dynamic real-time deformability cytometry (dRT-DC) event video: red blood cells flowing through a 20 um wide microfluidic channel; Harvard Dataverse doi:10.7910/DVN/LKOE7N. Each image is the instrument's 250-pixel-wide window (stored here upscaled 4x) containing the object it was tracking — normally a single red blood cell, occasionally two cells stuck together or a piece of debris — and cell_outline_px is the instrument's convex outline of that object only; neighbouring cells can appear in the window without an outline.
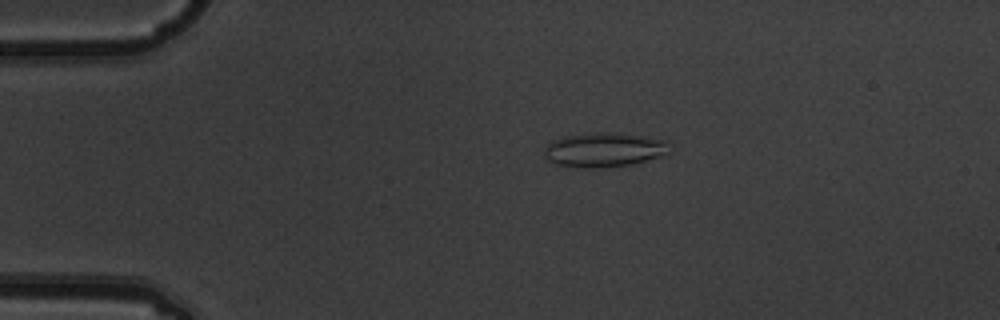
{"species": "common noctule bat (a hibernating species)", "species_latin": "Nyctalus noctula", "temperature_condition": "warm", "stored_images_in_passage": 6, "camera_frame_rate_fps": 3000, "um_per_image_px": 0.085, "animal": {"sex": "male", "body_mass_g": 19.5, "forearm_length_mm": 54.6}, "frame": {"image": 1, "passage_image": 4, "time_ms": 1.0, "image_size_px": [1000, 320], "cell_outline_px": [[668, 156], [632, 164], [600, 168], [572, 168], [556, 164], [548, 160], [544, 156], [544, 148], [552, 140], [564, 136], [596, 132], [604, 132], [636, 136], [660, 140]], "centroid_in_image_um": [51.21, 12.77], "position_along_channel_um": 33.8, "area_um2": 24.74}}
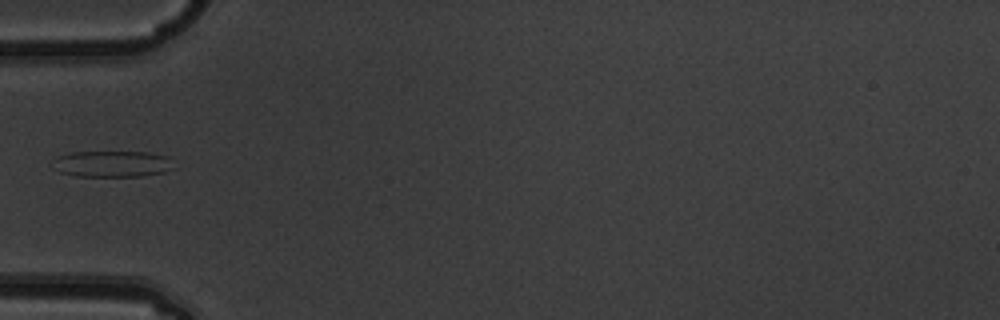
{"frame": {"image": 2, "passage_image": 5, "time_ms": 1.333, "image_size_px": [1000, 320], "cell_outline_px": [[176, 168], [164, 172], [140, 176], [76, 176], [60, 172], [52, 160], [60, 156], [72, 152], [148, 152], [168, 156]], "centroid_in_image_um": [9.61, 13.93], "position_along_channel_um": 75.4, "area_um2": 18.44}}